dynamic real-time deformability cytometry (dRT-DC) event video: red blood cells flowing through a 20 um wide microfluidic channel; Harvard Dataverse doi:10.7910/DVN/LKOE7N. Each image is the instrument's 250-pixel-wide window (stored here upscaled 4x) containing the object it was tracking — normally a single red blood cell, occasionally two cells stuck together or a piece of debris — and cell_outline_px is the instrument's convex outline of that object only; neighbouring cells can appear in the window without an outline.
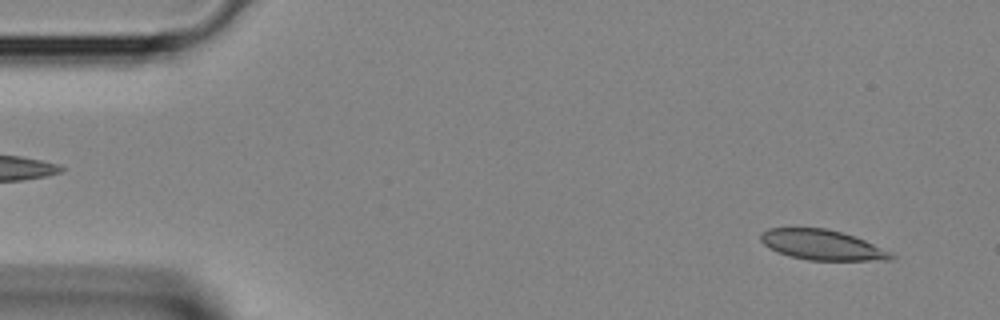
{"species": "Egyptian fruit bat (a non-hibernating species)", "species_latin": "Rousettus aegyptiacus", "temperature_condition": "room temperature", "stored_images_in_passage": 36, "camera_frame_rate_fps": 3000, "um_per_image_px": 0.085, "animal": {"sex": "female"}, "frame": {"image": 1, "passage_image": 3, "time_ms": 0.667, "image_size_px": [1000, 320], "cell_outline_px": [[896, 260], [808, 260], [776, 252], [768, 248], [760, 240], [760, 232], [768, 228], [824, 228], [840, 232], [864, 240], [892, 252], [896, 256]], "centroid_in_image_um": [69.87, 20.82], "position_along_channel_um": 15.1, "area_um2": 22.89}}
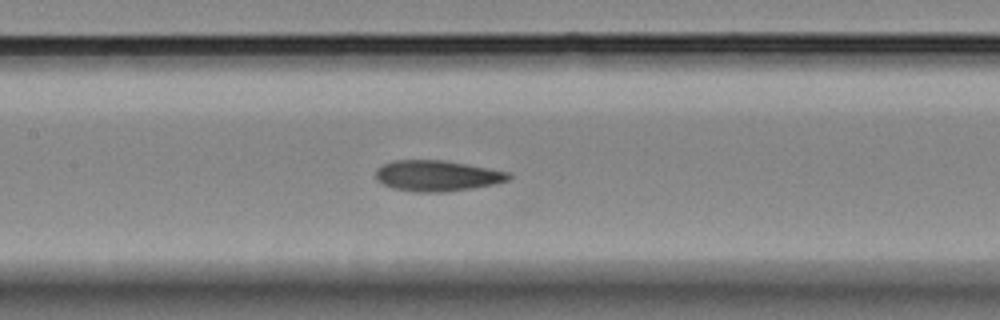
{"frame": {"image": 2, "passage_image": 18, "time_ms": 5.667, "image_size_px": [1000, 320], "cell_outline_px": [[512, 176], [508, 180], [492, 184], [472, 188], [444, 192], [416, 192], [392, 188], [376, 180], [376, 168], [392, 160], [444, 160], [512, 172]], "centroid_in_image_um": [37.15, 14.93], "position_along_channel_um": 170.3, "area_um2": 23.93}}
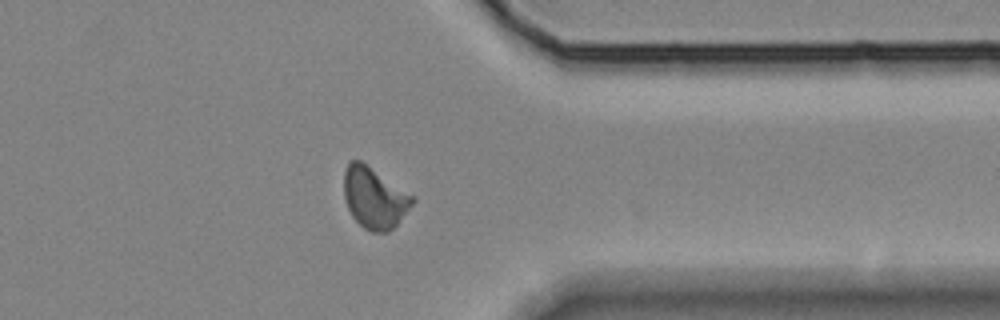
{"frame": {"image": 3, "passage_image": 31, "time_ms": 10.0, "image_size_px": [1000, 320], "cell_outline_px": [[416, 200], [396, 224], [388, 232], [372, 232], [364, 228], [352, 216], [348, 208], [344, 196], [344, 168], [348, 160], [360, 160], [416, 196]], "centroid_in_image_um": [31.82, 16.78], "position_along_channel_um": 379.6, "area_um2": 24.51}}